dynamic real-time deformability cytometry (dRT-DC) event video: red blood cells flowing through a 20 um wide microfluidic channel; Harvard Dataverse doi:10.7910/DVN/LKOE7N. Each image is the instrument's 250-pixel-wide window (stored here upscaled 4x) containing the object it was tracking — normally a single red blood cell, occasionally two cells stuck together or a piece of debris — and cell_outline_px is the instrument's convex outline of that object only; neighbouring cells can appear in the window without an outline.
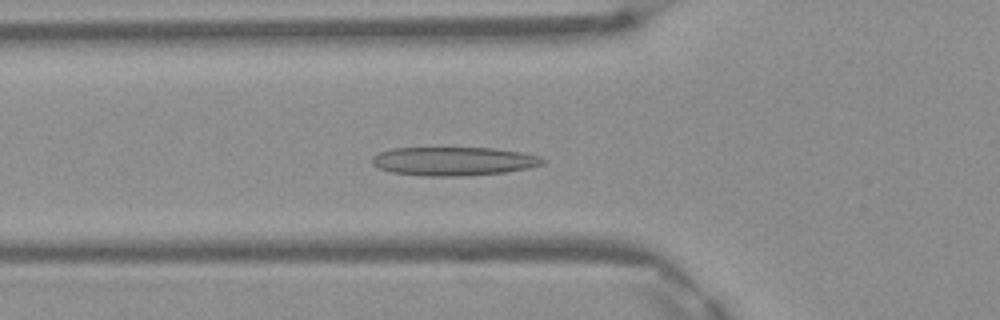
{"species": "Egyptian fruit bat (a non-hibernating species)", "species_latin": "Rousettus aegyptiacus", "temperature_condition": "warm", "stored_images_in_passage": 49, "camera_frame_rate_fps": 3000, "um_per_image_px": 0.085, "frame": {"image": 1, "passage_image": 17, "time_ms": 5.333, "image_size_px": [1000, 320], "cell_outline_px": [[548, 160], [544, 164], [528, 168], [504, 172], [464, 176], [428, 176], [392, 172], [380, 168], [372, 164], [372, 156], [380, 152], [392, 148], [496, 148], [520, 152], [540, 156]], "centroid_in_image_um": [38.59, 13.7], "position_along_channel_um": 87.2, "area_um2": 28.5}}
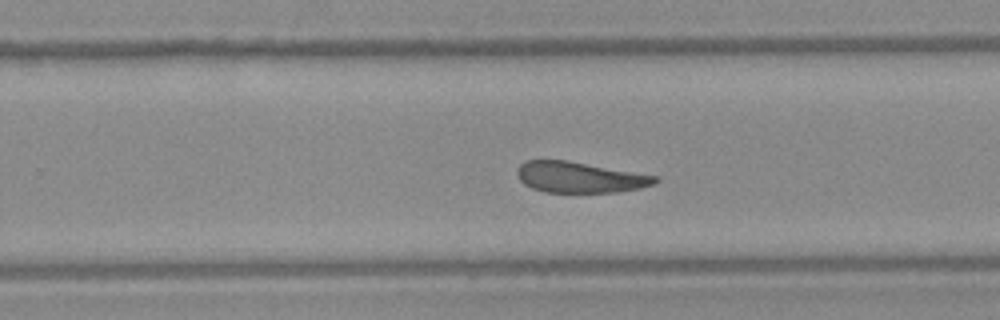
{"frame": {"image": 2, "passage_image": 31, "time_ms": 10.0, "image_size_px": [1000, 320], "cell_outline_px": [[660, 180], [656, 184], [640, 188], [620, 192], [544, 192], [532, 188], [524, 184], [520, 180], [516, 172], [520, 164], [524, 160], [568, 160], [656, 176]], "centroid_in_image_um": [49.27, 15.07], "position_along_channel_um": 280.5, "area_um2": 24.85}}
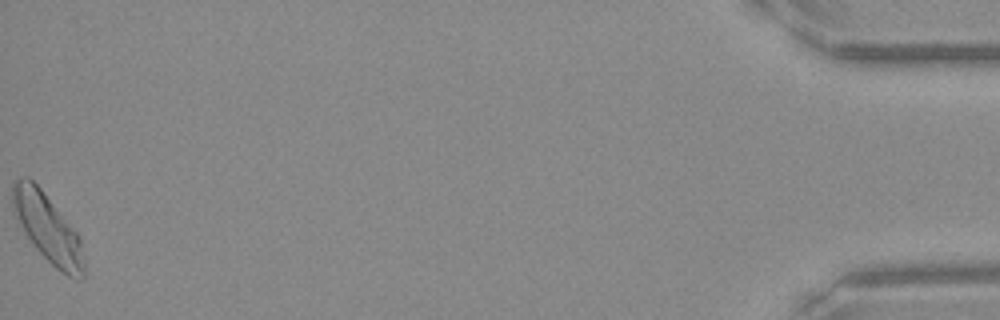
{"frame": {"image": 3, "passage_image": 49, "time_ms": 16.0, "image_size_px": [1000, 320], "cell_outline_px": [[84, 280], [76, 280], [68, 276], [56, 268], [36, 248], [12, 212], [12, 180], [24, 176], [28, 176], [40, 188], [80, 236], [84, 260]], "centroid_in_image_um": [4.05, 19.38], "position_along_channel_um": 431.2, "area_um2": 28.26}, "authors_computed_cell_mechanics": {"area_um2": 27.166, "velocity_mm_per_s": 4.1247, "shape_relaxation_time_tau1_ms": null, "shape_relaxation_time_tau2_ms": 3.3532, "deformation_change_tau1": null, "deformation_change_tau2": 0.1116}}